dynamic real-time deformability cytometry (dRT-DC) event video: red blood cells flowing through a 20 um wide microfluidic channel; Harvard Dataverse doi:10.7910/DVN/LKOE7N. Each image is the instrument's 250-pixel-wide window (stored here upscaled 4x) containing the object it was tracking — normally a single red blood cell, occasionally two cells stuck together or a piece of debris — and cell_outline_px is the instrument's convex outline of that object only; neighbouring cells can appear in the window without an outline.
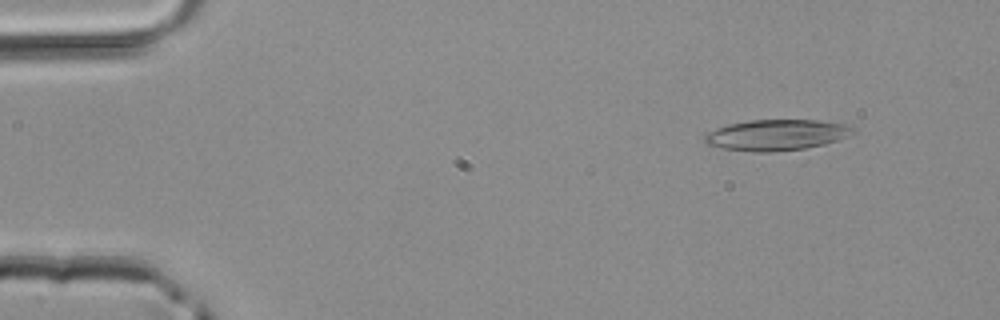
{"species": "common noctule bat (a hibernating species)", "species_latin": "Nyctalus noctula", "temperature_condition": "room temperature", "stored_images_in_passage": 3, "camera_frame_rate_fps": 3000, "um_per_image_px": 0.085, "animal": {"sex": "male", "body_mass_g": 20.4}, "frame": {"image": 1, "passage_image": 2, "time_ms": 0.333, "image_size_px": [1000, 320], "cell_outline_px": [[856, 132], [836, 140], [824, 144], [804, 148], [772, 152], [756, 152], [724, 148], [708, 144], [704, 140], [704, 136], [708, 132], [716, 128], [728, 124], [748, 120], [820, 120], [852, 124], [856, 128]], "centroid_in_image_um": [66.06, 11.45], "position_along_channel_um": 18.9, "area_um2": 26.76}}